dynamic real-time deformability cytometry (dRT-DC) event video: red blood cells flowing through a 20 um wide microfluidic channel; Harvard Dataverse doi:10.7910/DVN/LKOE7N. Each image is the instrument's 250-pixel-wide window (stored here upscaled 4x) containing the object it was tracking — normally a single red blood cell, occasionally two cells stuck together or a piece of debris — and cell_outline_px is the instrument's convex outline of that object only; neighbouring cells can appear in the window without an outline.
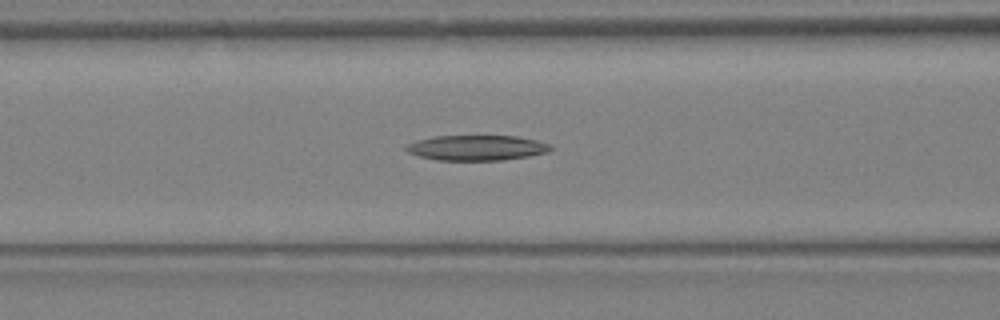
{"species": "Egyptian fruit bat (a non-hibernating species)", "species_latin": "Rousettus aegyptiacus", "temperature_condition": "warm", "stored_images_in_passage": 24, "camera_frame_rate_fps": 3000, "um_per_image_px": 0.085, "animal": {"sex": "female"}, "frame": {"image": 1, "passage_image": 5, "time_ms": 1.333, "image_size_px": [1000, 320], "cell_outline_px": [[556, 148], [548, 152], [528, 156], [504, 160], [436, 160], [420, 156], [408, 152], [404, 148], [408, 144], [416, 140], [436, 136], [516, 136], [536, 140], [552, 144]], "centroid_in_image_um": [40.57, 12.56], "position_along_channel_um": 126.0, "area_um2": 21.33}}
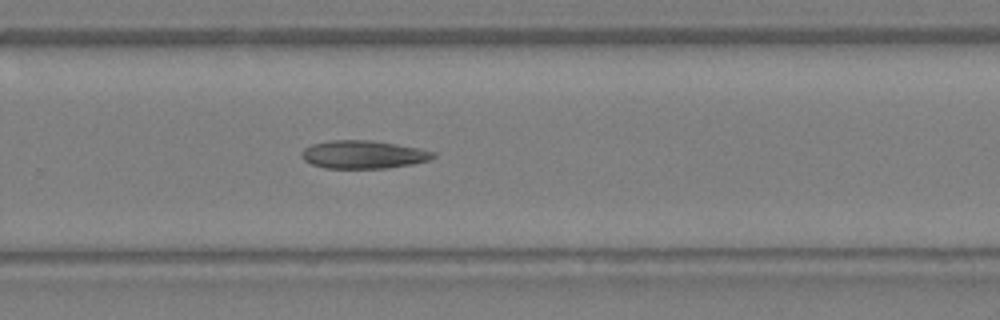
{"frame": {"image": 2, "passage_image": 13, "time_ms": 4.0, "image_size_px": [1000, 320], "cell_outline_px": [[436, 156], [428, 160], [412, 164], [388, 168], [324, 168], [312, 164], [304, 160], [300, 156], [300, 152], [304, 148], [312, 144], [332, 140], [372, 140], [420, 148], [436, 152]], "centroid_in_image_um": [30.88, 13.13], "position_along_channel_um": 298.9, "area_um2": 21.62}}
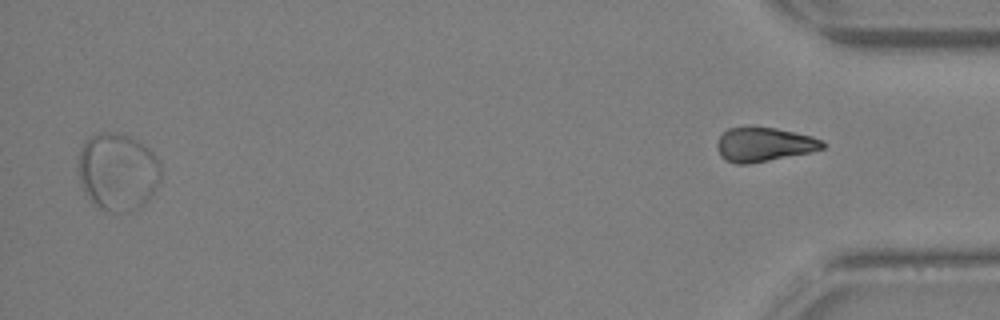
{"frame": {"image": 3, "passage_image": 23, "time_ms": 7.333, "image_size_px": [1000, 320], "cell_outline_px": [[160, 184], [144, 204], [128, 212], [112, 212], [100, 208], [84, 192], [76, 168], [80, 152], [84, 144], [92, 136], [104, 132], [116, 132], [128, 136], [144, 144], [160, 160]], "centroid_in_image_um": [10.02, 14.6], "position_along_channel_um": 425.2, "area_um2": 37.28}}